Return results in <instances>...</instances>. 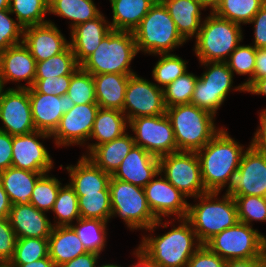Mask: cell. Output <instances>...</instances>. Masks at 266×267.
Masks as SVG:
<instances>
[{"label": "cell", "mask_w": 266, "mask_h": 267, "mask_svg": "<svg viewBox=\"0 0 266 267\" xmlns=\"http://www.w3.org/2000/svg\"><path fill=\"white\" fill-rule=\"evenodd\" d=\"M244 146L221 129L202 149L196 152L201 177L207 192H221L229 176L239 168Z\"/></svg>", "instance_id": "obj_1"}, {"label": "cell", "mask_w": 266, "mask_h": 267, "mask_svg": "<svg viewBox=\"0 0 266 267\" xmlns=\"http://www.w3.org/2000/svg\"><path fill=\"white\" fill-rule=\"evenodd\" d=\"M178 221L181 223L178 227L173 225L172 230L162 236H143L138 247L159 267H186L201 247L191 224L186 219Z\"/></svg>", "instance_id": "obj_2"}, {"label": "cell", "mask_w": 266, "mask_h": 267, "mask_svg": "<svg viewBox=\"0 0 266 267\" xmlns=\"http://www.w3.org/2000/svg\"><path fill=\"white\" fill-rule=\"evenodd\" d=\"M218 194L219 192H206L195 197L200 203L188 206L185 219L191 224L201 245L239 222L235 199L225 194L219 200Z\"/></svg>", "instance_id": "obj_3"}, {"label": "cell", "mask_w": 266, "mask_h": 267, "mask_svg": "<svg viewBox=\"0 0 266 267\" xmlns=\"http://www.w3.org/2000/svg\"><path fill=\"white\" fill-rule=\"evenodd\" d=\"M178 151L197 152L221 129L214 125V115L194 104H181L167 108Z\"/></svg>", "instance_id": "obj_4"}, {"label": "cell", "mask_w": 266, "mask_h": 267, "mask_svg": "<svg viewBox=\"0 0 266 267\" xmlns=\"http://www.w3.org/2000/svg\"><path fill=\"white\" fill-rule=\"evenodd\" d=\"M137 53L133 32L111 30L80 67L92 75L135 74L129 65Z\"/></svg>", "instance_id": "obj_5"}, {"label": "cell", "mask_w": 266, "mask_h": 267, "mask_svg": "<svg viewBox=\"0 0 266 267\" xmlns=\"http://www.w3.org/2000/svg\"><path fill=\"white\" fill-rule=\"evenodd\" d=\"M137 52L167 54L186 40L161 1H156L133 31Z\"/></svg>", "instance_id": "obj_6"}, {"label": "cell", "mask_w": 266, "mask_h": 267, "mask_svg": "<svg viewBox=\"0 0 266 267\" xmlns=\"http://www.w3.org/2000/svg\"><path fill=\"white\" fill-rule=\"evenodd\" d=\"M110 204L114 217L118 214L127 227L133 229H145L154 232L159 225L164 228L169 223H162L163 219H157L152 213L142 187L127 183L111 176L109 182Z\"/></svg>", "instance_id": "obj_7"}, {"label": "cell", "mask_w": 266, "mask_h": 267, "mask_svg": "<svg viewBox=\"0 0 266 267\" xmlns=\"http://www.w3.org/2000/svg\"><path fill=\"white\" fill-rule=\"evenodd\" d=\"M202 22L194 48L199 61L225 62L243 40L241 25L211 11Z\"/></svg>", "instance_id": "obj_8"}, {"label": "cell", "mask_w": 266, "mask_h": 267, "mask_svg": "<svg viewBox=\"0 0 266 267\" xmlns=\"http://www.w3.org/2000/svg\"><path fill=\"white\" fill-rule=\"evenodd\" d=\"M263 236L252 225L239 221L213 236L204 245L226 261L259 258Z\"/></svg>", "instance_id": "obj_9"}, {"label": "cell", "mask_w": 266, "mask_h": 267, "mask_svg": "<svg viewBox=\"0 0 266 267\" xmlns=\"http://www.w3.org/2000/svg\"><path fill=\"white\" fill-rule=\"evenodd\" d=\"M200 63L208 70L198 77L191 104L216 116L217 110L233 87L234 73L228 68L226 62Z\"/></svg>", "instance_id": "obj_10"}, {"label": "cell", "mask_w": 266, "mask_h": 267, "mask_svg": "<svg viewBox=\"0 0 266 267\" xmlns=\"http://www.w3.org/2000/svg\"><path fill=\"white\" fill-rule=\"evenodd\" d=\"M186 197L206 193L196 152L178 151L159 158V173Z\"/></svg>", "instance_id": "obj_11"}, {"label": "cell", "mask_w": 266, "mask_h": 267, "mask_svg": "<svg viewBox=\"0 0 266 267\" xmlns=\"http://www.w3.org/2000/svg\"><path fill=\"white\" fill-rule=\"evenodd\" d=\"M136 146L144 148L153 156L160 158L177 152V144L171 121L167 114L138 117L129 121Z\"/></svg>", "instance_id": "obj_12"}, {"label": "cell", "mask_w": 266, "mask_h": 267, "mask_svg": "<svg viewBox=\"0 0 266 267\" xmlns=\"http://www.w3.org/2000/svg\"><path fill=\"white\" fill-rule=\"evenodd\" d=\"M230 196H259L266 194V154L251 145L245 150L239 168L232 172L226 183Z\"/></svg>", "instance_id": "obj_13"}, {"label": "cell", "mask_w": 266, "mask_h": 267, "mask_svg": "<svg viewBox=\"0 0 266 267\" xmlns=\"http://www.w3.org/2000/svg\"><path fill=\"white\" fill-rule=\"evenodd\" d=\"M166 110L161 87L137 74L130 75L122 110L128 122L138 117L164 115Z\"/></svg>", "instance_id": "obj_14"}, {"label": "cell", "mask_w": 266, "mask_h": 267, "mask_svg": "<svg viewBox=\"0 0 266 267\" xmlns=\"http://www.w3.org/2000/svg\"><path fill=\"white\" fill-rule=\"evenodd\" d=\"M1 131L23 135L35 131L27 88H9L0 94Z\"/></svg>", "instance_id": "obj_15"}, {"label": "cell", "mask_w": 266, "mask_h": 267, "mask_svg": "<svg viewBox=\"0 0 266 267\" xmlns=\"http://www.w3.org/2000/svg\"><path fill=\"white\" fill-rule=\"evenodd\" d=\"M50 134L33 131L14 135L12 142V167L31 172L48 173L53 168L47 149L37 138H49Z\"/></svg>", "instance_id": "obj_16"}, {"label": "cell", "mask_w": 266, "mask_h": 267, "mask_svg": "<svg viewBox=\"0 0 266 267\" xmlns=\"http://www.w3.org/2000/svg\"><path fill=\"white\" fill-rule=\"evenodd\" d=\"M98 104L75 105L61 118L60 124L51 135L56 145H82L90 139L93 124L99 110Z\"/></svg>", "instance_id": "obj_17"}, {"label": "cell", "mask_w": 266, "mask_h": 267, "mask_svg": "<svg viewBox=\"0 0 266 267\" xmlns=\"http://www.w3.org/2000/svg\"><path fill=\"white\" fill-rule=\"evenodd\" d=\"M159 175L160 179H155ZM143 189L148 205L157 219L173 214H176L178 219L186 218L189 206L185 200L187 197L161 173H158Z\"/></svg>", "instance_id": "obj_18"}, {"label": "cell", "mask_w": 266, "mask_h": 267, "mask_svg": "<svg viewBox=\"0 0 266 267\" xmlns=\"http://www.w3.org/2000/svg\"><path fill=\"white\" fill-rule=\"evenodd\" d=\"M28 95L35 129L50 135L58 128L64 113L75 106L67 94L55 96L54 94L28 93Z\"/></svg>", "instance_id": "obj_19"}, {"label": "cell", "mask_w": 266, "mask_h": 267, "mask_svg": "<svg viewBox=\"0 0 266 267\" xmlns=\"http://www.w3.org/2000/svg\"><path fill=\"white\" fill-rule=\"evenodd\" d=\"M23 43L36 62L58 55L70 46V42L51 20L44 24L25 27Z\"/></svg>", "instance_id": "obj_20"}, {"label": "cell", "mask_w": 266, "mask_h": 267, "mask_svg": "<svg viewBox=\"0 0 266 267\" xmlns=\"http://www.w3.org/2000/svg\"><path fill=\"white\" fill-rule=\"evenodd\" d=\"M158 173L159 158L135 145L111 176L144 188Z\"/></svg>", "instance_id": "obj_21"}, {"label": "cell", "mask_w": 266, "mask_h": 267, "mask_svg": "<svg viewBox=\"0 0 266 267\" xmlns=\"http://www.w3.org/2000/svg\"><path fill=\"white\" fill-rule=\"evenodd\" d=\"M36 60L28 47L22 42L8 49L0 51V69L3 84L8 81H27V86L17 88H31L36 74Z\"/></svg>", "instance_id": "obj_22"}, {"label": "cell", "mask_w": 266, "mask_h": 267, "mask_svg": "<svg viewBox=\"0 0 266 267\" xmlns=\"http://www.w3.org/2000/svg\"><path fill=\"white\" fill-rule=\"evenodd\" d=\"M8 218L17 238H49L53 228L45 212L32 204L12 205Z\"/></svg>", "instance_id": "obj_23"}, {"label": "cell", "mask_w": 266, "mask_h": 267, "mask_svg": "<svg viewBox=\"0 0 266 267\" xmlns=\"http://www.w3.org/2000/svg\"><path fill=\"white\" fill-rule=\"evenodd\" d=\"M111 30L110 23L102 14L71 29L70 47L79 65L97 49Z\"/></svg>", "instance_id": "obj_24"}, {"label": "cell", "mask_w": 266, "mask_h": 267, "mask_svg": "<svg viewBox=\"0 0 266 267\" xmlns=\"http://www.w3.org/2000/svg\"><path fill=\"white\" fill-rule=\"evenodd\" d=\"M70 175V185L77 196L109 191L111 174L104 172L86 156H81L77 165L66 167Z\"/></svg>", "instance_id": "obj_25"}, {"label": "cell", "mask_w": 266, "mask_h": 267, "mask_svg": "<svg viewBox=\"0 0 266 267\" xmlns=\"http://www.w3.org/2000/svg\"><path fill=\"white\" fill-rule=\"evenodd\" d=\"M175 22L179 34L187 41L196 38L201 28L202 0H161ZM196 35V36H195Z\"/></svg>", "instance_id": "obj_26"}, {"label": "cell", "mask_w": 266, "mask_h": 267, "mask_svg": "<svg viewBox=\"0 0 266 267\" xmlns=\"http://www.w3.org/2000/svg\"><path fill=\"white\" fill-rule=\"evenodd\" d=\"M130 75L133 74L93 75L96 103L100 108L123 110Z\"/></svg>", "instance_id": "obj_27"}, {"label": "cell", "mask_w": 266, "mask_h": 267, "mask_svg": "<svg viewBox=\"0 0 266 267\" xmlns=\"http://www.w3.org/2000/svg\"><path fill=\"white\" fill-rule=\"evenodd\" d=\"M48 251L56 267L87 252L71 226H53Z\"/></svg>", "instance_id": "obj_28"}, {"label": "cell", "mask_w": 266, "mask_h": 267, "mask_svg": "<svg viewBox=\"0 0 266 267\" xmlns=\"http://www.w3.org/2000/svg\"><path fill=\"white\" fill-rule=\"evenodd\" d=\"M45 173L9 167L0 172V182L12 205L30 204L34 186Z\"/></svg>", "instance_id": "obj_29"}, {"label": "cell", "mask_w": 266, "mask_h": 267, "mask_svg": "<svg viewBox=\"0 0 266 267\" xmlns=\"http://www.w3.org/2000/svg\"><path fill=\"white\" fill-rule=\"evenodd\" d=\"M134 146L133 136L125 133L110 142L96 146L90 153L84 156L89 158L104 172L112 175Z\"/></svg>", "instance_id": "obj_30"}, {"label": "cell", "mask_w": 266, "mask_h": 267, "mask_svg": "<svg viewBox=\"0 0 266 267\" xmlns=\"http://www.w3.org/2000/svg\"><path fill=\"white\" fill-rule=\"evenodd\" d=\"M127 124H129V122L122 111L99 108L90 136V139L94 138L97 141L88 145L89 153L96 146L110 142L125 134Z\"/></svg>", "instance_id": "obj_31"}, {"label": "cell", "mask_w": 266, "mask_h": 267, "mask_svg": "<svg viewBox=\"0 0 266 267\" xmlns=\"http://www.w3.org/2000/svg\"><path fill=\"white\" fill-rule=\"evenodd\" d=\"M157 0H110L112 30L133 32Z\"/></svg>", "instance_id": "obj_32"}, {"label": "cell", "mask_w": 266, "mask_h": 267, "mask_svg": "<svg viewBox=\"0 0 266 267\" xmlns=\"http://www.w3.org/2000/svg\"><path fill=\"white\" fill-rule=\"evenodd\" d=\"M48 13L73 20L71 29L78 24L93 20L101 14L93 0H50Z\"/></svg>", "instance_id": "obj_33"}, {"label": "cell", "mask_w": 266, "mask_h": 267, "mask_svg": "<svg viewBox=\"0 0 266 267\" xmlns=\"http://www.w3.org/2000/svg\"><path fill=\"white\" fill-rule=\"evenodd\" d=\"M78 225H71L76 232L83 247L87 252H94L100 255L105 248L107 221L99 219H77Z\"/></svg>", "instance_id": "obj_34"}, {"label": "cell", "mask_w": 266, "mask_h": 267, "mask_svg": "<svg viewBox=\"0 0 266 267\" xmlns=\"http://www.w3.org/2000/svg\"><path fill=\"white\" fill-rule=\"evenodd\" d=\"M265 3L266 0H223L213 12L236 24H249Z\"/></svg>", "instance_id": "obj_35"}, {"label": "cell", "mask_w": 266, "mask_h": 267, "mask_svg": "<svg viewBox=\"0 0 266 267\" xmlns=\"http://www.w3.org/2000/svg\"><path fill=\"white\" fill-rule=\"evenodd\" d=\"M75 55L69 46L65 51L52 56L47 60L36 63L35 79H45L47 77L72 75L78 68Z\"/></svg>", "instance_id": "obj_36"}, {"label": "cell", "mask_w": 266, "mask_h": 267, "mask_svg": "<svg viewBox=\"0 0 266 267\" xmlns=\"http://www.w3.org/2000/svg\"><path fill=\"white\" fill-rule=\"evenodd\" d=\"M256 60V48L249 45H238L225 61L228 68L238 75H248L249 78L243 84L235 87V91L245 92L253 84V73Z\"/></svg>", "instance_id": "obj_37"}, {"label": "cell", "mask_w": 266, "mask_h": 267, "mask_svg": "<svg viewBox=\"0 0 266 267\" xmlns=\"http://www.w3.org/2000/svg\"><path fill=\"white\" fill-rule=\"evenodd\" d=\"M9 10L23 28L49 22L44 19L48 13L46 0H10Z\"/></svg>", "instance_id": "obj_38"}, {"label": "cell", "mask_w": 266, "mask_h": 267, "mask_svg": "<svg viewBox=\"0 0 266 267\" xmlns=\"http://www.w3.org/2000/svg\"><path fill=\"white\" fill-rule=\"evenodd\" d=\"M52 211L56 215L55 218L58 217V221L53 226H71L73 220L81 218L78 196L70 184L60 186Z\"/></svg>", "instance_id": "obj_39"}, {"label": "cell", "mask_w": 266, "mask_h": 267, "mask_svg": "<svg viewBox=\"0 0 266 267\" xmlns=\"http://www.w3.org/2000/svg\"><path fill=\"white\" fill-rule=\"evenodd\" d=\"M78 205L81 218L99 219L107 222L111 218L110 191L78 196Z\"/></svg>", "instance_id": "obj_40"}, {"label": "cell", "mask_w": 266, "mask_h": 267, "mask_svg": "<svg viewBox=\"0 0 266 267\" xmlns=\"http://www.w3.org/2000/svg\"><path fill=\"white\" fill-rule=\"evenodd\" d=\"M49 256L48 238H17L11 263L18 267Z\"/></svg>", "instance_id": "obj_41"}, {"label": "cell", "mask_w": 266, "mask_h": 267, "mask_svg": "<svg viewBox=\"0 0 266 267\" xmlns=\"http://www.w3.org/2000/svg\"><path fill=\"white\" fill-rule=\"evenodd\" d=\"M157 55H161V58L152 70V76L158 83V87L163 89L168 84L175 81L178 77L188 72L186 67L187 61L185 62V60L176 54L167 53ZM159 84L162 86H159Z\"/></svg>", "instance_id": "obj_42"}, {"label": "cell", "mask_w": 266, "mask_h": 267, "mask_svg": "<svg viewBox=\"0 0 266 267\" xmlns=\"http://www.w3.org/2000/svg\"><path fill=\"white\" fill-rule=\"evenodd\" d=\"M66 94L75 105L97 104L93 75L79 66L71 76Z\"/></svg>", "instance_id": "obj_43"}, {"label": "cell", "mask_w": 266, "mask_h": 267, "mask_svg": "<svg viewBox=\"0 0 266 267\" xmlns=\"http://www.w3.org/2000/svg\"><path fill=\"white\" fill-rule=\"evenodd\" d=\"M198 76L186 72L163 88L166 108L191 103Z\"/></svg>", "instance_id": "obj_44"}, {"label": "cell", "mask_w": 266, "mask_h": 267, "mask_svg": "<svg viewBox=\"0 0 266 267\" xmlns=\"http://www.w3.org/2000/svg\"><path fill=\"white\" fill-rule=\"evenodd\" d=\"M43 174L36 182L30 204L38 210L46 212L53 209L61 183L56 177Z\"/></svg>", "instance_id": "obj_45"}, {"label": "cell", "mask_w": 266, "mask_h": 267, "mask_svg": "<svg viewBox=\"0 0 266 267\" xmlns=\"http://www.w3.org/2000/svg\"><path fill=\"white\" fill-rule=\"evenodd\" d=\"M235 199L238 220L251 226L250 222L266 221V199L259 196H232Z\"/></svg>", "instance_id": "obj_46"}, {"label": "cell", "mask_w": 266, "mask_h": 267, "mask_svg": "<svg viewBox=\"0 0 266 267\" xmlns=\"http://www.w3.org/2000/svg\"><path fill=\"white\" fill-rule=\"evenodd\" d=\"M9 15V9L0 10V51L23 42V26Z\"/></svg>", "instance_id": "obj_47"}, {"label": "cell", "mask_w": 266, "mask_h": 267, "mask_svg": "<svg viewBox=\"0 0 266 267\" xmlns=\"http://www.w3.org/2000/svg\"><path fill=\"white\" fill-rule=\"evenodd\" d=\"M72 75H61L47 77L45 79H35L34 84L28 89V93H43L62 96L67 93Z\"/></svg>", "instance_id": "obj_48"}, {"label": "cell", "mask_w": 266, "mask_h": 267, "mask_svg": "<svg viewBox=\"0 0 266 267\" xmlns=\"http://www.w3.org/2000/svg\"><path fill=\"white\" fill-rule=\"evenodd\" d=\"M17 237L9 218H0V262H10L14 256Z\"/></svg>", "instance_id": "obj_49"}, {"label": "cell", "mask_w": 266, "mask_h": 267, "mask_svg": "<svg viewBox=\"0 0 266 267\" xmlns=\"http://www.w3.org/2000/svg\"><path fill=\"white\" fill-rule=\"evenodd\" d=\"M186 267H226V260L210 251L205 245H201L189 259Z\"/></svg>", "instance_id": "obj_50"}, {"label": "cell", "mask_w": 266, "mask_h": 267, "mask_svg": "<svg viewBox=\"0 0 266 267\" xmlns=\"http://www.w3.org/2000/svg\"><path fill=\"white\" fill-rule=\"evenodd\" d=\"M249 23H254V47L265 48L266 47V3L261 9L254 15L253 19Z\"/></svg>", "instance_id": "obj_51"}, {"label": "cell", "mask_w": 266, "mask_h": 267, "mask_svg": "<svg viewBox=\"0 0 266 267\" xmlns=\"http://www.w3.org/2000/svg\"><path fill=\"white\" fill-rule=\"evenodd\" d=\"M13 136L0 130V172L12 167Z\"/></svg>", "instance_id": "obj_52"}, {"label": "cell", "mask_w": 266, "mask_h": 267, "mask_svg": "<svg viewBox=\"0 0 266 267\" xmlns=\"http://www.w3.org/2000/svg\"><path fill=\"white\" fill-rule=\"evenodd\" d=\"M260 127L256 130L250 145L257 151L266 154V109L260 112Z\"/></svg>", "instance_id": "obj_53"}, {"label": "cell", "mask_w": 266, "mask_h": 267, "mask_svg": "<svg viewBox=\"0 0 266 267\" xmlns=\"http://www.w3.org/2000/svg\"><path fill=\"white\" fill-rule=\"evenodd\" d=\"M99 254L94 252H86L71 261L63 263L59 267H96Z\"/></svg>", "instance_id": "obj_54"}, {"label": "cell", "mask_w": 266, "mask_h": 267, "mask_svg": "<svg viewBox=\"0 0 266 267\" xmlns=\"http://www.w3.org/2000/svg\"><path fill=\"white\" fill-rule=\"evenodd\" d=\"M266 76V47L256 48V60L253 73V83Z\"/></svg>", "instance_id": "obj_55"}, {"label": "cell", "mask_w": 266, "mask_h": 267, "mask_svg": "<svg viewBox=\"0 0 266 267\" xmlns=\"http://www.w3.org/2000/svg\"><path fill=\"white\" fill-rule=\"evenodd\" d=\"M11 202L0 182V218H8L11 210Z\"/></svg>", "instance_id": "obj_56"}, {"label": "cell", "mask_w": 266, "mask_h": 267, "mask_svg": "<svg viewBox=\"0 0 266 267\" xmlns=\"http://www.w3.org/2000/svg\"><path fill=\"white\" fill-rule=\"evenodd\" d=\"M226 267H261L259 258L237 259L226 261Z\"/></svg>", "instance_id": "obj_57"}, {"label": "cell", "mask_w": 266, "mask_h": 267, "mask_svg": "<svg viewBox=\"0 0 266 267\" xmlns=\"http://www.w3.org/2000/svg\"><path fill=\"white\" fill-rule=\"evenodd\" d=\"M134 253H135L134 255L138 257L139 261L137 262L136 265H133L131 267H159L140 248H137L136 252Z\"/></svg>", "instance_id": "obj_58"}, {"label": "cell", "mask_w": 266, "mask_h": 267, "mask_svg": "<svg viewBox=\"0 0 266 267\" xmlns=\"http://www.w3.org/2000/svg\"><path fill=\"white\" fill-rule=\"evenodd\" d=\"M246 91L251 94L266 95V76L256 80Z\"/></svg>", "instance_id": "obj_59"}, {"label": "cell", "mask_w": 266, "mask_h": 267, "mask_svg": "<svg viewBox=\"0 0 266 267\" xmlns=\"http://www.w3.org/2000/svg\"><path fill=\"white\" fill-rule=\"evenodd\" d=\"M18 267H56L53 260L48 256L27 264H20Z\"/></svg>", "instance_id": "obj_60"}, {"label": "cell", "mask_w": 266, "mask_h": 267, "mask_svg": "<svg viewBox=\"0 0 266 267\" xmlns=\"http://www.w3.org/2000/svg\"><path fill=\"white\" fill-rule=\"evenodd\" d=\"M260 264L261 267H266V236H263L260 246Z\"/></svg>", "instance_id": "obj_61"}, {"label": "cell", "mask_w": 266, "mask_h": 267, "mask_svg": "<svg viewBox=\"0 0 266 267\" xmlns=\"http://www.w3.org/2000/svg\"><path fill=\"white\" fill-rule=\"evenodd\" d=\"M223 0H202L204 6L207 8L211 7V11L213 12L222 2Z\"/></svg>", "instance_id": "obj_62"}, {"label": "cell", "mask_w": 266, "mask_h": 267, "mask_svg": "<svg viewBox=\"0 0 266 267\" xmlns=\"http://www.w3.org/2000/svg\"><path fill=\"white\" fill-rule=\"evenodd\" d=\"M10 0H0V10L9 9Z\"/></svg>", "instance_id": "obj_63"}, {"label": "cell", "mask_w": 266, "mask_h": 267, "mask_svg": "<svg viewBox=\"0 0 266 267\" xmlns=\"http://www.w3.org/2000/svg\"><path fill=\"white\" fill-rule=\"evenodd\" d=\"M0 267H15L11 262H0Z\"/></svg>", "instance_id": "obj_64"}, {"label": "cell", "mask_w": 266, "mask_h": 267, "mask_svg": "<svg viewBox=\"0 0 266 267\" xmlns=\"http://www.w3.org/2000/svg\"><path fill=\"white\" fill-rule=\"evenodd\" d=\"M96 267H121L120 265L118 266L117 264H103L101 266H96ZM123 267V266H122Z\"/></svg>", "instance_id": "obj_65"}, {"label": "cell", "mask_w": 266, "mask_h": 267, "mask_svg": "<svg viewBox=\"0 0 266 267\" xmlns=\"http://www.w3.org/2000/svg\"><path fill=\"white\" fill-rule=\"evenodd\" d=\"M4 84H3V81H2V77H1V69H0V94L2 93V91L4 90Z\"/></svg>", "instance_id": "obj_66"}]
</instances>
